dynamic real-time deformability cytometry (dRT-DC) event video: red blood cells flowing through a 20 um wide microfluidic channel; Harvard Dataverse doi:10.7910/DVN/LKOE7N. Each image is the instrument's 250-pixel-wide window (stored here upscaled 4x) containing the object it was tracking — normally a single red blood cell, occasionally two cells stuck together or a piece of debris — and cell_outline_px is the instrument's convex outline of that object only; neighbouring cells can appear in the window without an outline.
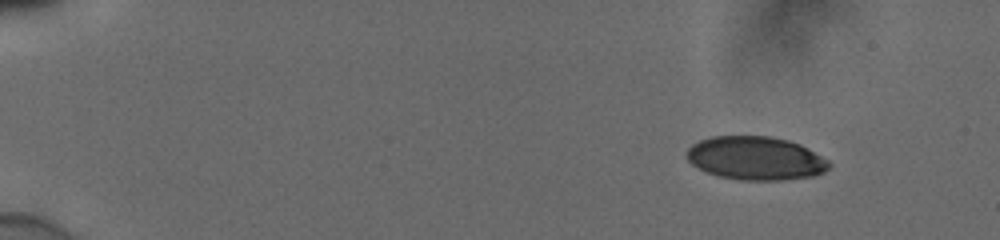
{"species": "human", "species_latin": "Homo sapiens", "temperature_condition": "cold", "stored_images_in_passage": 49, "camera_frame_rate_fps": 3000, "um_per_image_px": 0.085, "donor": {"sex": "male"}, "frame": {"image": 1, "passage_image": 1, "time_ms": 0.0, "image_size_px": [1000, 240], "cell_outline_px": [[832, 164], [824, 172], [812, 176], [784, 180], [740, 180], [720, 176], [708, 172], [692, 164], [688, 160], [688, 148], [692, 144], [700, 140], [712, 136], [768, 136], [788, 140], [800, 144], [808, 148], [828, 160]], "centroid_in_image_um": [64.26, 13.45], "position_along_channel_um": 20.7, "area_um2": 35.89}}
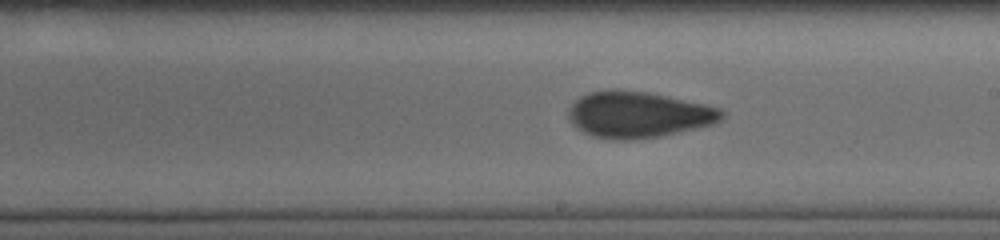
{"frame": {"image": 2, "passage_image": 28, "time_ms": 9.0, "image_size_px": [1000, 240], "cell_outline_px": [[724, 116], [720, 120], [712, 124], [660, 136], [632, 140], [612, 140], [592, 136], [576, 128], [568, 120], [568, 108], [580, 96], [588, 92], [612, 88], [648, 92], [668, 96], [704, 104], [720, 108], [724, 112]], "centroid_in_image_um": [54.2, 9.73], "position_along_channel_um": 234.8, "area_um2": 41.5}}
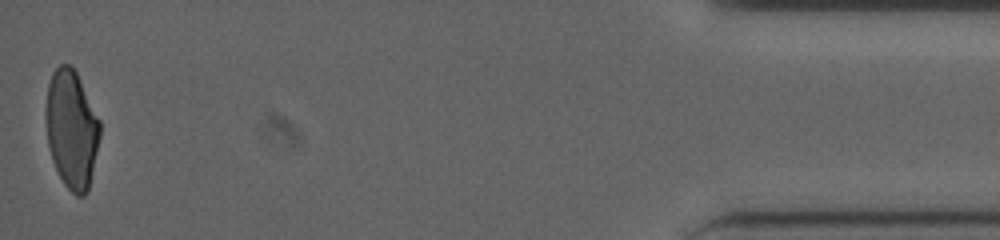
{"frame": {"image": 3, "passage_image": 49, "time_ms": 16.0, "image_size_px": [1000, 240], "cell_outline_px": [[100, 136], [88, 192], [84, 196], [76, 196], [64, 184], [52, 160], [48, 144], [44, 116], [44, 108], [48, 84], [52, 72], [60, 64], [68, 64], [76, 72], [100, 120]], "centroid_in_image_um": [6.07, 10.98], "position_along_channel_um": 429.1, "area_um2": 37.45}, "authors_computed_cell_mechanics": {"area_um2": 39.015, "velocity_mm_per_s": 3.8716, "shape_relaxation_time_tau1_ms": 9.1324, "shape_relaxation_time_tau2_ms": 1.0432, "deformation_change_tau1": 0.2099, "deformation_change_tau2": 0.0553}}